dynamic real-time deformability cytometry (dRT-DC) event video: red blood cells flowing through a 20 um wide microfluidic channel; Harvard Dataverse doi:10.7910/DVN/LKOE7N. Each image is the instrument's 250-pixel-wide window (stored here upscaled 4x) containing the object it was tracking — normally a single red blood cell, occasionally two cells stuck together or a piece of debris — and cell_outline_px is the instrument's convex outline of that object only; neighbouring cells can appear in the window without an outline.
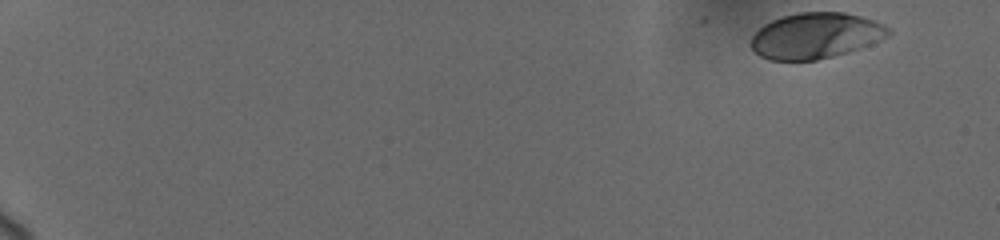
{"species": "human", "species_latin": "Homo sapiens", "temperature_condition": "cold", "stored_images_in_passage": 34, "camera_frame_rate_fps": 3000, "um_per_image_px": 0.085, "donor": {"sex": "female"}, "frame": {"image": 1, "passage_image": 1, "time_ms": 0.0, "image_size_px": [1000, 240], "cell_outline_px": [[892, 32], [888, 36], [880, 40], [860, 48], [848, 52], [816, 60], [768, 60], [760, 56], [748, 44], [752, 36], [764, 24], [780, 16], [796, 12], [844, 12], [876, 20], [884, 24]], "centroid_in_image_um": [69.32, 3.02], "position_along_channel_um": 15.7, "area_um2": 36.88}}
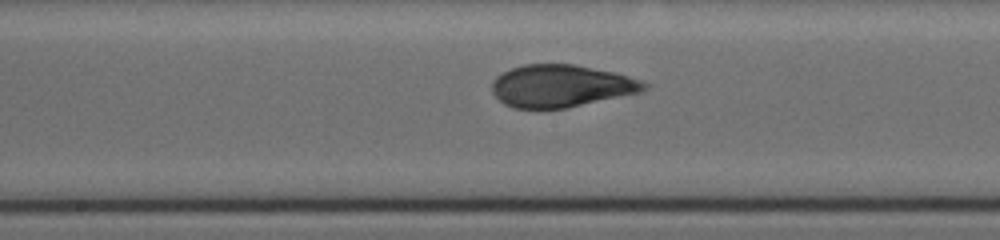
{"frame": {"image": 2, "passage_image": 21, "time_ms": 10.0, "image_size_px": [1000, 240], "cell_outline_px": [[648, 88], [640, 92], [568, 108], [512, 108], [504, 104], [492, 92], [492, 80], [496, 76], [512, 68], [524, 64], [576, 64], [612, 72], [628, 76], [640, 80], [648, 84]], "centroid_in_image_um": [47.68, 7.31], "position_along_channel_um": 200.5, "area_um2": 37.45}}
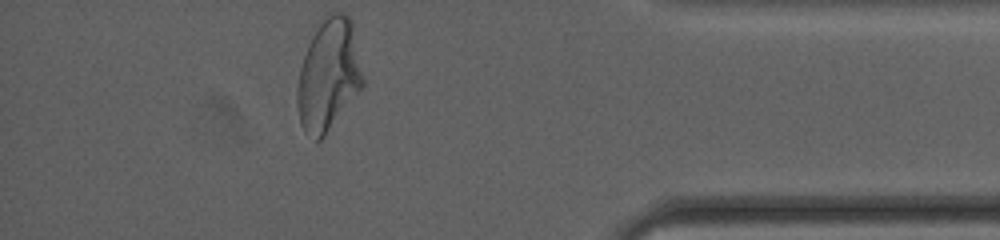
{"frame": {"image": 3, "passage_image": 34, "time_ms": 16.333, "image_size_px": [1000, 240], "cell_outline_px": [[364, 84], [324, 136], [320, 140], [316, 140], [304, 132], [300, 124], [296, 104], [296, 92], [300, 68], [308, 44], [312, 36], [328, 12], [344, 12], [352, 20], [364, 80]], "centroid_in_image_um": [27.92, 6.37], "position_along_channel_um": 407.3, "area_um2": 42.48}, "authors_computed_cell_mechanics": {"area_um2": 37.7145, "velocity_mm_per_s": 3.6628, "shape_relaxation_time_tau1_ms": 4.7827, "shape_relaxation_time_tau2_ms": 1.0954, "deformation_change_tau1": 0.1779, "deformation_change_tau2": 0.0655}}